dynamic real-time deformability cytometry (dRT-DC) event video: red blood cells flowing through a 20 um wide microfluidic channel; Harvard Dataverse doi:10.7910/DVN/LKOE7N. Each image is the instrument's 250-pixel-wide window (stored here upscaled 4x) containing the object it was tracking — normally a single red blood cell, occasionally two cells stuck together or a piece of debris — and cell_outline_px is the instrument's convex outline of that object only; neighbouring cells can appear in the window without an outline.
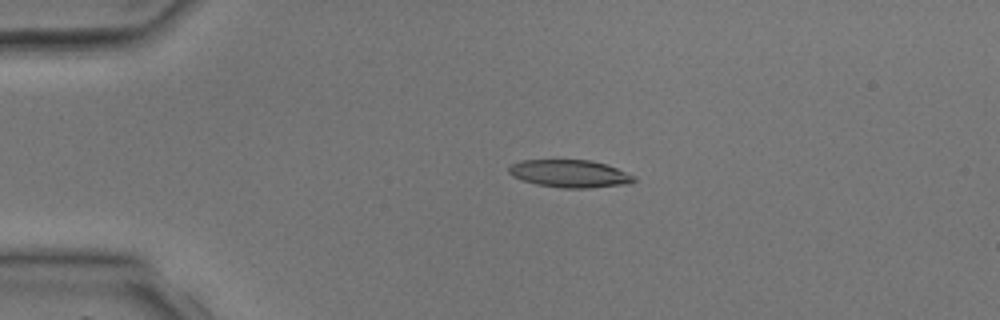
{"species": "common noctule bat (a hibernating species)", "species_latin": "Nyctalus noctula", "temperature_condition": "room temperature", "stored_images_in_passage": 5, "camera_frame_rate_fps": 3000, "um_per_image_px": 0.085, "animal": {"sex": "male", "body_mass_g": 17.9, "forearm_length_mm": 54.2}, "frame": {"image": 1, "passage_image": 5, "time_ms": 5.333, "image_size_px": [1000, 320], "cell_outline_px": [[636, 180], [628, 184], [588, 188], [560, 188], [536, 184], [512, 176], [508, 172], [508, 168], [512, 164], [520, 160], [588, 160], [604, 164], [616, 168], [636, 176]], "centroid_in_image_um": [48.43, 14.76], "position_along_channel_um": 36.6, "area_um2": 20.06}}